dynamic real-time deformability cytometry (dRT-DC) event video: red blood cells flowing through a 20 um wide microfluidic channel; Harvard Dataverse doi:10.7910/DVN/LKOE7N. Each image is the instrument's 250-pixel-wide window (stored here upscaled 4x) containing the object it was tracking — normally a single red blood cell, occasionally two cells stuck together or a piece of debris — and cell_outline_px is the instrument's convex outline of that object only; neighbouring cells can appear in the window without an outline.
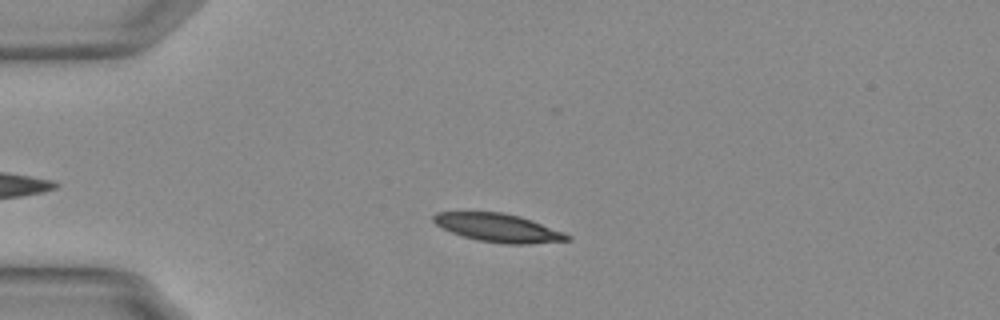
{"species": "Egyptian fruit bat (a non-hibernating species)", "species_latin": "Rousettus aegyptiacus", "temperature_condition": "warm", "stored_images_in_passage": 49, "camera_frame_rate_fps": 3000, "um_per_image_px": 0.085, "animal": {"sex": "female"}, "frame": {"image": 1, "passage_image": 13, "time_ms": 4.0, "image_size_px": [1000, 320], "cell_outline_px": [[572, 240], [528, 244], [504, 244], [476, 240], [452, 232], [436, 224], [432, 220], [432, 216], [436, 212], [504, 212], [520, 216], [532, 220], [564, 232], [572, 236]], "centroid_in_image_um": [42.39, 19.36], "position_along_channel_um": 42.6, "area_um2": 22.14}}
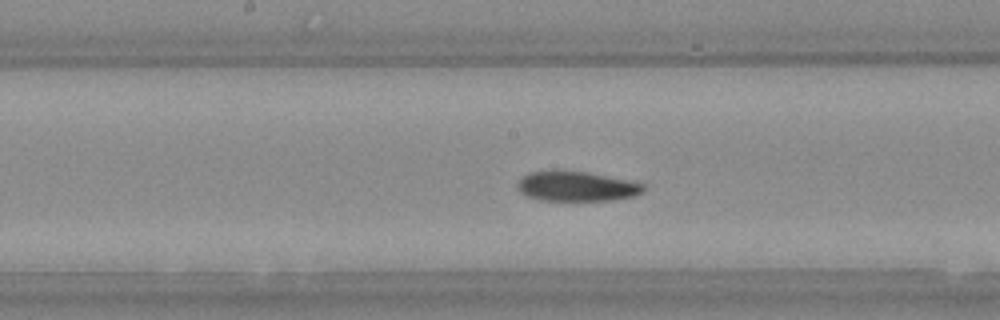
{"frame": {"image": 2, "passage_image": 28, "time_ms": 9.0, "image_size_px": [1000, 320], "cell_outline_px": [[644, 192], [636, 196], [612, 200], [540, 200], [528, 196], [520, 192], [516, 188], [516, 184], [524, 176], [532, 172], [584, 172], [628, 180], [644, 184]], "centroid_in_image_um": [49.04, 15.87], "position_along_channel_um": 199.2, "area_um2": 21.39}}
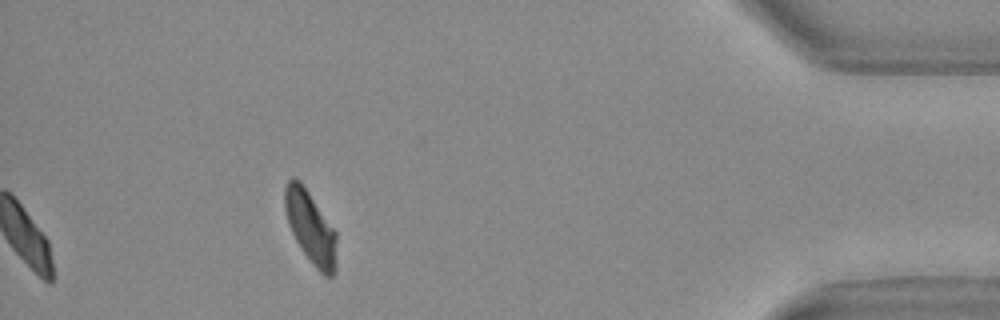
{"frame": {"image": 3, "passage_image": 49, "time_ms": 16.0, "image_size_px": [1000, 320], "cell_outline_px": [[336, 272], [332, 276], [324, 276], [312, 264], [296, 240], [288, 224], [284, 208], [284, 188], [288, 180], [292, 176], [300, 180], [336, 232]], "centroid_in_image_um": [26.39, 19.32], "position_along_channel_um": 408.8, "area_um2": 21.73}}